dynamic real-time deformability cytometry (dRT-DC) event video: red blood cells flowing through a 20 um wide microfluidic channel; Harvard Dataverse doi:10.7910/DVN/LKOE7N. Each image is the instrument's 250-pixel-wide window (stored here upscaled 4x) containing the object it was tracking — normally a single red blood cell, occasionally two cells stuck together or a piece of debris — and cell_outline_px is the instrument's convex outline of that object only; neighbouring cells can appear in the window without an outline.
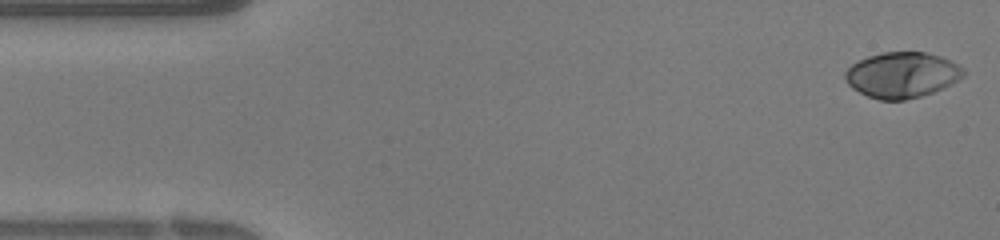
{"species": "human", "species_latin": "Homo sapiens", "temperature_condition": "warm", "stored_images_in_passage": 38, "camera_frame_rate_fps": 3000, "um_per_image_px": 0.085, "donor": {"sex": "female"}, "frame": {"image": 1, "passage_image": 1, "time_ms": 0.0, "image_size_px": [1000, 240], "cell_outline_px": [[964, 76], [932, 92], [920, 96], [904, 100], [880, 100], [868, 96], [852, 88], [848, 84], [844, 76], [844, 72], [852, 64], [868, 56], [884, 52], [924, 52], [940, 56], [960, 64], [964, 68]], "centroid_in_image_um": [76.65, 6.36], "position_along_channel_um": 8.3, "area_um2": 31.21}}
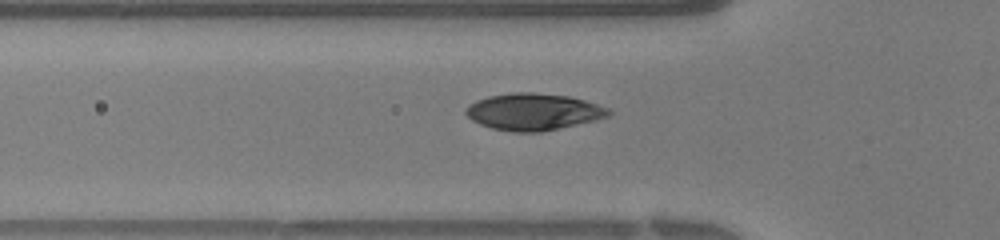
{"frame": {"image": 2, "passage_image": 12, "time_ms": 3.667, "image_size_px": [1000, 240], "cell_outline_px": [[612, 112], [608, 116], [596, 120], [540, 132], [512, 132], [492, 128], [480, 124], [472, 120], [464, 112], [464, 108], [468, 104], [476, 100], [488, 96], [512, 92], [532, 92], [568, 96], [584, 100], [608, 108]], "centroid_in_image_um": [45.29, 9.49], "position_along_channel_um": 80.5, "area_um2": 30.63}}
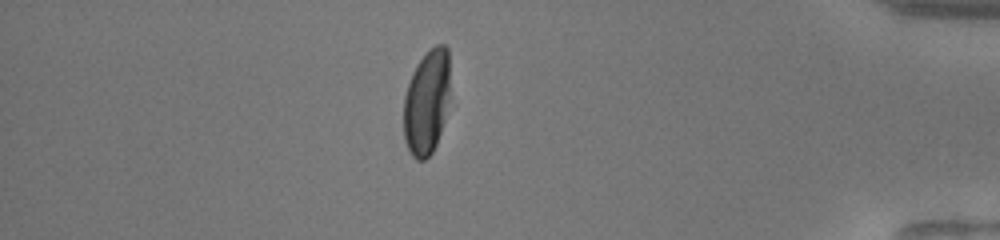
{"frame": {"image": 3, "passage_image": 33, "time_ms": 10.667, "image_size_px": [1000, 240], "cell_outline_px": [[448, 104], [444, 120], [436, 144], [432, 152], [424, 160], [416, 160], [412, 156], [404, 140], [404, 96], [412, 72], [416, 64], [436, 44], [444, 44], [448, 48]], "centroid_in_image_um": [36.25, 8.7], "position_along_channel_um": 398.9, "area_um2": 28.03}}